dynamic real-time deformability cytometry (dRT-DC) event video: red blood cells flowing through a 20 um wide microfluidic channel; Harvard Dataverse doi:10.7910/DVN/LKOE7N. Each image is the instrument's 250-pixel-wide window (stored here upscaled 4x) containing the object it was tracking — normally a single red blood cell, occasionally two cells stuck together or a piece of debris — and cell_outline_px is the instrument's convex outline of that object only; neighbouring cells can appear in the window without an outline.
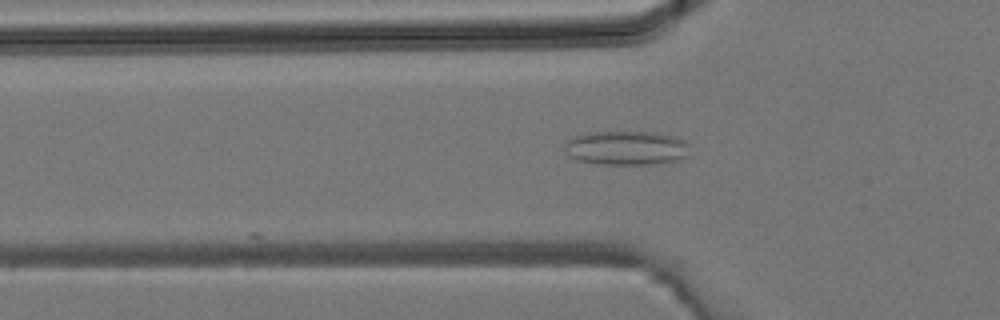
{"species": "common noctule bat (a hibernating species)", "species_latin": "Nyctalus noctula", "temperature_condition": "room temperature", "stored_images_in_passage": 4, "camera_frame_rate_fps": 3000, "um_per_image_px": 0.085, "animal": {"sex": "male", "body_mass_g": 19.2, "forearm_length_mm": 51.8}, "frame": {"image": 1, "passage_image": 3, "time_ms": 0.667, "image_size_px": [1000, 320], "cell_outline_px": [[688, 156], [680, 160], [652, 164], [600, 164], [576, 160], [568, 156], [564, 148], [564, 140], [572, 136], [588, 132], [652, 132], [676, 136], [684, 140], [688, 144]], "centroid_in_image_um": [53.2, 12.57], "position_along_channel_um": 72.6, "area_um2": 25.32}}